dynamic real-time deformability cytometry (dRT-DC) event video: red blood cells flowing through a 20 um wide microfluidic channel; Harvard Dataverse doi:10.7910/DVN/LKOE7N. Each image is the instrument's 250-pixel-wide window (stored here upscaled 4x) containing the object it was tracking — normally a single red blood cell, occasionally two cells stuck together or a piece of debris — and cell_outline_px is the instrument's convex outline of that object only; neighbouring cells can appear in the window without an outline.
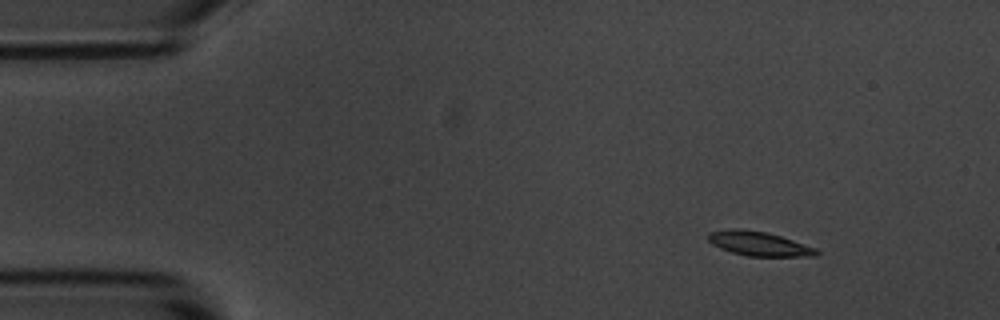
{"species": "common noctule bat (a hibernating species)", "species_latin": "Nyctalus noctula", "temperature_condition": "room temperature", "stored_images_in_passage": 5, "camera_frame_rate_fps": 3000, "um_per_image_px": 0.085, "animal": {"sex": "male", "body_mass_g": 20.1, "forearm_length_mm": 53.5}, "frame": {"image": 1, "passage_image": 1, "time_ms": 0.0, "image_size_px": [1000, 320], "cell_outline_px": [[820, 252], [816, 256], [748, 256], [732, 252], [720, 248], [712, 244], [708, 240], [708, 232], [728, 228], [740, 228], [768, 232], [816, 248]], "centroid_in_image_um": [64.48, 20.7], "position_along_channel_um": 20.5, "area_um2": 15.37}}